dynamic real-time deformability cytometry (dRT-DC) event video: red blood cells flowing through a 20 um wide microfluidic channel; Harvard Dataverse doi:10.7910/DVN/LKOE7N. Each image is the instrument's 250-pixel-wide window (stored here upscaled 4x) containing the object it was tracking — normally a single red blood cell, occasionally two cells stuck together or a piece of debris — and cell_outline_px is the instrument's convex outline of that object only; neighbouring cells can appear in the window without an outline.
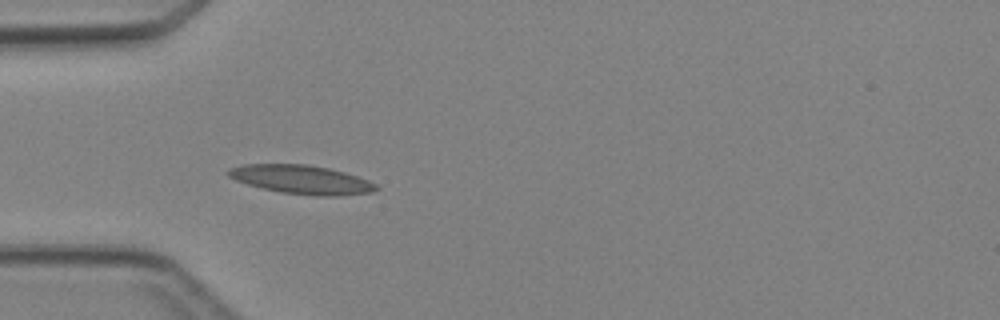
{"species": "Egyptian fruit bat (a non-hibernating species)", "species_latin": "Rousettus aegyptiacus", "temperature_condition": "cold", "stored_images_in_passage": 3, "camera_frame_rate_fps": 3000, "um_per_image_px": 0.085, "animal": {"sex": "female"}, "frame": {"image": 1, "passage_image": 3, "time_ms": 3.0, "image_size_px": [1000, 320], "cell_outline_px": [[380, 188], [372, 192], [336, 196], [316, 196], [280, 192], [248, 184], [236, 180], [228, 176], [224, 172], [228, 168], [244, 164], [308, 164], [328, 168], [344, 172], [368, 180], [376, 184]], "centroid_in_image_um": [25.61, 15.26], "position_along_channel_um": 59.4, "area_um2": 24.8}}